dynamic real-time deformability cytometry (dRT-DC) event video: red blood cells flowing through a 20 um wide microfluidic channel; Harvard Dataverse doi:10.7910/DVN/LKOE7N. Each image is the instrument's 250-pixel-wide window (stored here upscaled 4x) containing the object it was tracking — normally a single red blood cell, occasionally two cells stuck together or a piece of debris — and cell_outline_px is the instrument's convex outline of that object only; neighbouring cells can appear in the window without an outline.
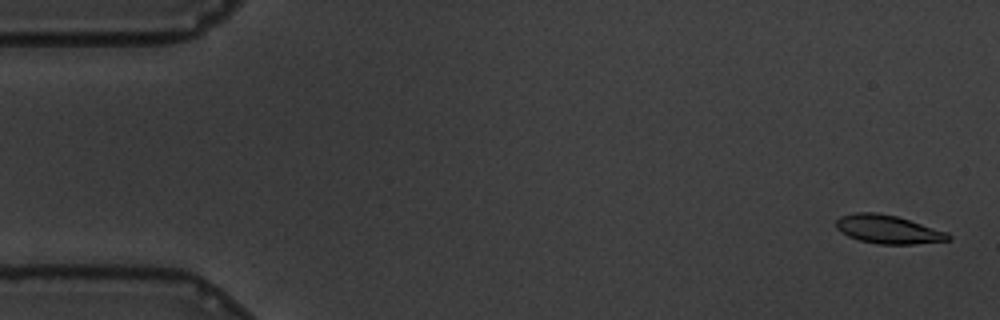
{"species": "common noctule bat (a hibernating species)", "species_latin": "Nyctalus noctula", "temperature_condition": "warm", "stored_images_in_passage": 13, "camera_frame_rate_fps": 3000, "um_per_image_px": 0.085, "animal": {"sex": "male", "body_mass_g": 19.5, "forearm_length_mm": 54.6}, "frame": {"image": 1, "passage_image": 2, "time_ms": 0.333, "image_size_px": [1000, 320], "cell_outline_px": [[952, 240], [912, 244], [880, 244], [860, 240], [848, 236], [840, 232], [836, 228], [836, 220], [840, 216], [856, 212], [876, 212], [896, 216], [948, 232], [952, 236]], "centroid_in_image_um": [75.48, 19.49], "position_along_channel_um": 9.5, "area_um2": 18.61}}